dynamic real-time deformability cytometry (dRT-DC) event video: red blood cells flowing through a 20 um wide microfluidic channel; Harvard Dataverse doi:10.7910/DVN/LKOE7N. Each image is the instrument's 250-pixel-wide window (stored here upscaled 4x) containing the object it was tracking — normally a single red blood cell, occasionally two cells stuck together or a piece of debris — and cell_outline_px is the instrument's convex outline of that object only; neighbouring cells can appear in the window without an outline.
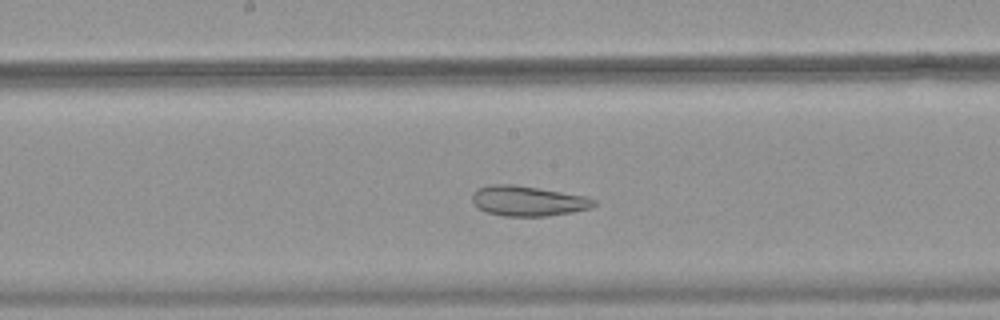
{"species": "common noctule bat (a hibernating species)", "species_latin": "Nyctalus noctula", "temperature_condition": "warm", "stored_images_in_passage": 47, "camera_frame_rate_fps": 3000, "um_per_image_px": 0.085, "animal": {"sex": "female", "body_mass_g": 18.4}, "frame": {"image": 1, "passage_image": 25, "time_ms": 8.0, "image_size_px": [1000, 320], "cell_outline_px": [[596, 204], [592, 208], [572, 212], [548, 216], [504, 216], [484, 212], [476, 208], [472, 204], [472, 192], [476, 188], [488, 184], [512, 184], [584, 196], [596, 200]], "centroid_in_image_um": [44.79, 17.09], "position_along_channel_um": 203.4, "area_um2": 21.56}}
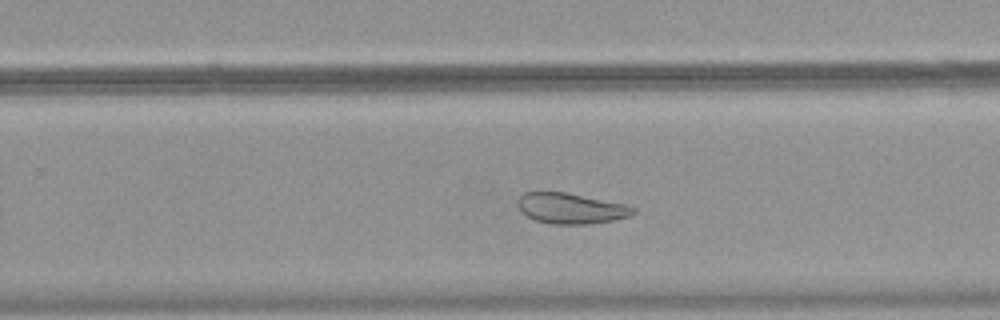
{"frame": {"image": 2, "passage_image": 31, "time_ms": 10.0, "image_size_px": [1000, 320], "cell_outline_px": [[636, 212], [628, 216], [612, 220], [592, 224], [552, 224], [536, 220], [520, 212], [516, 204], [516, 200], [524, 192], [536, 188], [564, 192], [628, 204], [636, 208]], "centroid_in_image_um": [48.45, 17.67], "position_along_channel_um": 281.4, "area_um2": 21.33}}
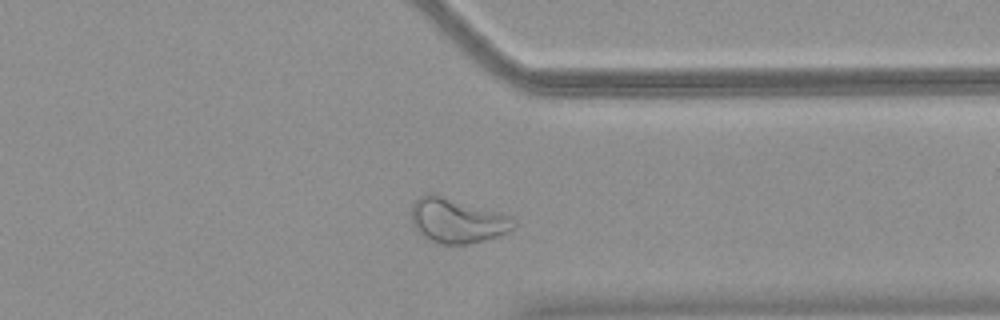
{"frame": {"image": 3, "passage_image": 38, "time_ms": 12.333, "image_size_px": [1000, 320], "cell_outline_px": [[516, 224], [508, 232], [484, 240], [468, 244], [444, 244], [420, 236], [412, 228], [412, 204], [420, 196], [428, 192], [436, 192], [500, 212], [512, 216], [516, 220]], "centroid_in_image_um": [38.83, 18.71], "position_along_channel_um": 372.6, "area_um2": 27.28}}